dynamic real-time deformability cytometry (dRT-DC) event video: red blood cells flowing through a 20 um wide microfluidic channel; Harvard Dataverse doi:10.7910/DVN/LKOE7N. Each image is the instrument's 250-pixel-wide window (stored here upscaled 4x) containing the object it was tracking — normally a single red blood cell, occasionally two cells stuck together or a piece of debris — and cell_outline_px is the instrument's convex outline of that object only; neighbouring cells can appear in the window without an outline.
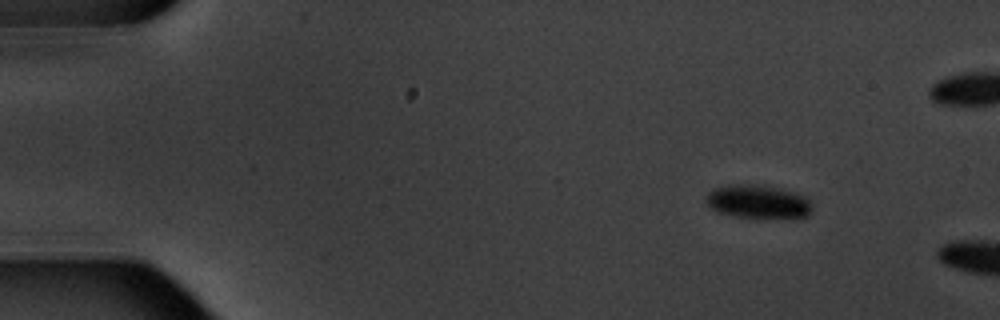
{"species": "common noctule bat (a hibernating species)", "species_latin": "Nyctalus noctula", "temperature_condition": "warm", "stored_images_in_passage": 2, "camera_frame_rate_fps": 3000, "um_per_image_px": 0.085, "animal": {"sex": "male", "body_mass_g": 20.1, "forearm_length_mm": 53.5}, "frame": {"image": 1, "passage_image": 1, "time_ms": 0.0, "image_size_px": [1000, 320], "cell_outline_px": [[812, 208], [808, 216], [796, 220], [756, 220], [732, 216], [716, 212], [708, 204], [708, 192], [712, 188], [732, 184], [756, 184], [780, 188], [796, 192], [804, 196], [812, 204]], "centroid_in_image_um": [64.5, 17.21], "position_along_channel_um": 20.5, "area_um2": 21.91}}